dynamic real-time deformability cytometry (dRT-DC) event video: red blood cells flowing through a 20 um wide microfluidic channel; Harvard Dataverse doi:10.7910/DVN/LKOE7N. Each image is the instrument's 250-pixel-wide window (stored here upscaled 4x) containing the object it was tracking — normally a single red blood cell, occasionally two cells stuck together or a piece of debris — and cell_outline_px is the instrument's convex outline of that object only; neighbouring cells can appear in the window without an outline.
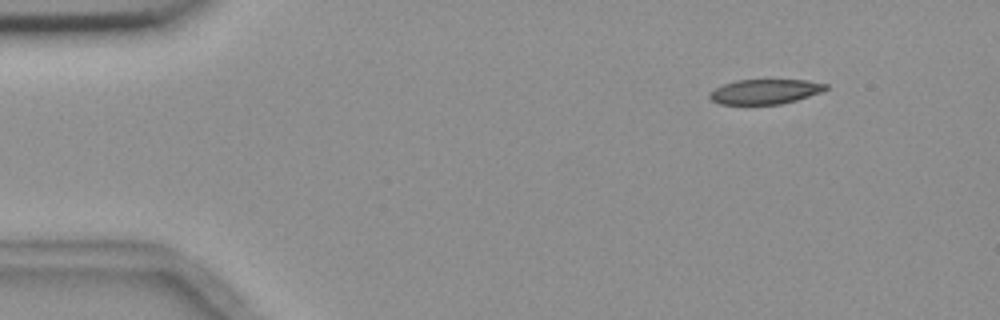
{"species": "common noctule bat (a hibernating species)", "species_latin": "Nyctalus noctula", "temperature_condition": "room temperature", "stored_images_in_passage": 7, "camera_frame_rate_fps": 3000, "um_per_image_px": 0.085, "animal": {"sex": "female", "body_mass_g": 18.4}, "frame": {"image": 1, "passage_image": 1, "time_ms": 0.0, "image_size_px": [1000, 320], "cell_outline_px": [[828, 88], [820, 92], [796, 100], [780, 104], [720, 104], [712, 100], [708, 96], [708, 92], [724, 84], [736, 80], [808, 80], [828, 84]], "centroid_in_image_um": [65.02, 7.78], "position_along_channel_um": 20.0, "area_um2": 16.7}}
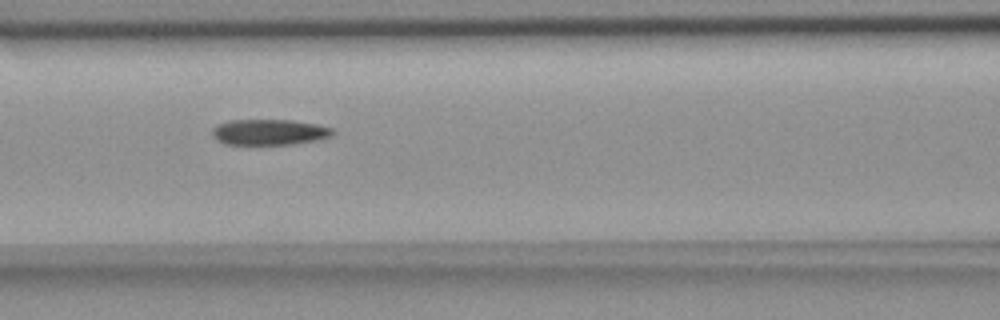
{"frame": {"image": 2, "passage_image": 6, "time_ms": 5.667, "image_size_px": [1000, 320], "cell_outline_px": [[336, 132], [332, 136], [320, 140], [292, 144], [224, 144], [216, 140], [212, 136], [212, 128], [216, 124], [228, 120], [292, 120], [316, 124], [332, 128]], "centroid_in_image_um": [22.88, 11.23], "position_along_channel_um": 143.7, "area_um2": 18.32}}
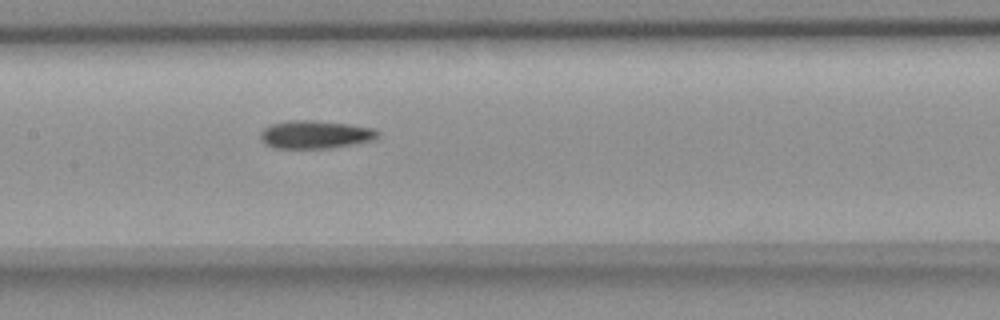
{"frame": {"image": 3, "passage_image": 7, "time_ms": 6.667, "image_size_px": [1000, 320], "cell_outline_px": [[380, 132], [372, 140], [328, 148], [276, 148], [268, 144], [260, 136], [260, 132], [264, 128], [272, 124], [288, 120], [312, 120], [344, 124], [372, 128]], "centroid_in_image_um": [26.76, 11.43], "position_along_channel_um": 180.6, "area_um2": 18.61}}